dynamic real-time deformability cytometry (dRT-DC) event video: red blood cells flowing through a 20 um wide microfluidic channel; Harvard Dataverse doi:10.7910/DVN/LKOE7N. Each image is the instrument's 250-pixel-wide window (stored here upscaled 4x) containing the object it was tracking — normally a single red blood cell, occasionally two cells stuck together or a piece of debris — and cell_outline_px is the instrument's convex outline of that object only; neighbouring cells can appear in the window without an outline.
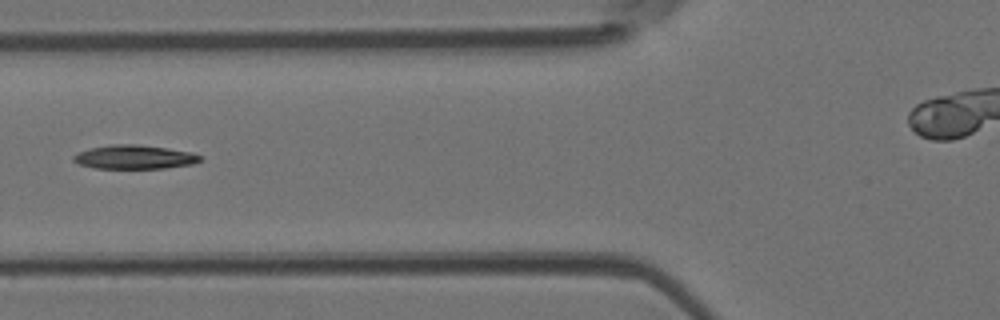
{"species": "Egyptian fruit bat (a non-hibernating species)", "species_latin": "Rousettus aegyptiacus", "temperature_condition": "room temperature", "stored_images_in_passage": 4, "camera_frame_rate_fps": 3000, "um_per_image_px": 0.085, "animal": {"sex": "female"}, "frame": {"image": 1, "passage_image": 3, "time_ms": 0.667, "image_size_px": [1000, 320], "cell_outline_px": [[200, 160], [192, 164], [164, 168], [96, 168], [76, 164], [72, 160], [72, 156], [76, 152], [88, 148], [108, 144], [136, 144], [168, 148], [192, 152], [200, 156]], "centroid_in_image_um": [11.33, 13.34], "position_along_channel_um": 114.5, "area_um2": 17.8}}
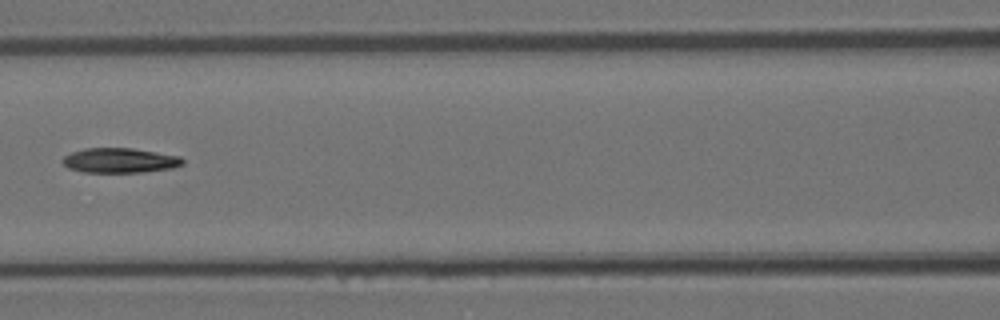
{"frame": {"image": 2, "passage_image": 4, "time_ms": 1.0, "image_size_px": [1000, 320], "cell_outline_px": [[184, 164], [172, 168], [144, 172], [84, 172], [68, 168], [60, 160], [64, 156], [72, 152], [84, 148], [132, 148], [180, 156], [184, 160]], "centroid_in_image_um": [10.18, 13.63], "position_along_channel_um": 156.4, "area_um2": 17.4}}